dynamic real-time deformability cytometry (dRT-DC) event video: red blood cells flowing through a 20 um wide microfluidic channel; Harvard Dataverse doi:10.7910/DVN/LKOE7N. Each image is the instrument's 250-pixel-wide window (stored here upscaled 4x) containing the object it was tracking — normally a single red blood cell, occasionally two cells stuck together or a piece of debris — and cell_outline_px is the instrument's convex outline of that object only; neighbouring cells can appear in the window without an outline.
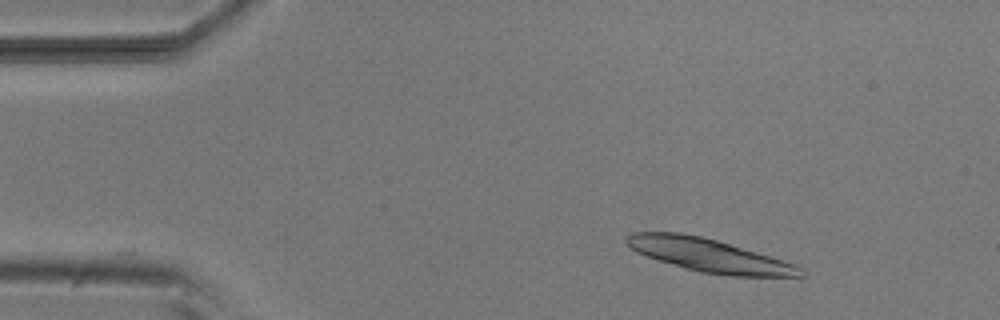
{"species": "common noctule bat (a hibernating species)", "species_latin": "Nyctalus noctula", "temperature_condition": "room temperature", "stored_images_in_passage": 40, "segment_of_instrument_passage": [1, 2], "camera_frame_rate_fps": 3000, "um_per_image_px": 0.085, "animal": {"sex": "male", "body_mass_g": 20.5, "forearm_length_mm": 52.5}, "frame": {"image": 1, "passage_image": 1, "time_ms": 0.0, "image_size_px": [1000, 320], "cell_outline_px": [[804, 276], [732, 276], [700, 272], [684, 268], [636, 252], [624, 240], [632, 232], [680, 232], [704, 236], [796, 264], [804, 268]], "centroid_in_image_um": [60.29, 21.69], "position_along_channel_um": 24.7, "area_um2": 33.41}}